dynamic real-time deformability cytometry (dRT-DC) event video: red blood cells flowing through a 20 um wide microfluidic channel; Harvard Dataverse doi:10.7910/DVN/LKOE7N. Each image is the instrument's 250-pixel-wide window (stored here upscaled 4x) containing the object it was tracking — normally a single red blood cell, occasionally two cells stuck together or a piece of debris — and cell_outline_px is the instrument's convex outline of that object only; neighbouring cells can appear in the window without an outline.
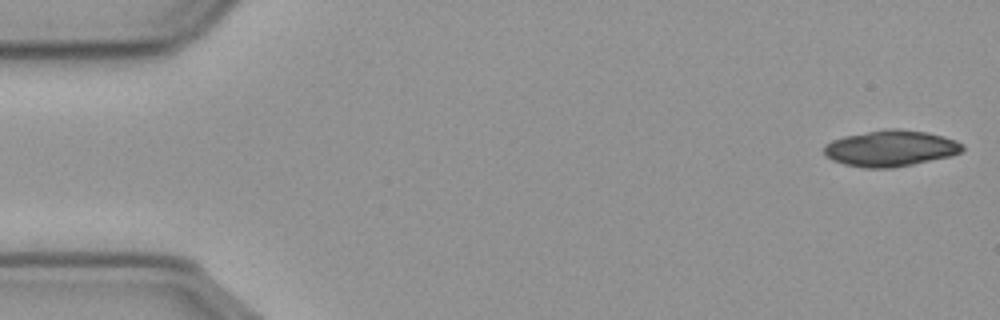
{"species": "common noctule bat (a hibernating species)", "species_latin": "Nyctalus noctula", "temperature_condition": "cold", "stored_images_in_passage": 55, "segment_of_instrument_passage": [1, 2], "camera_frame_rate_fps": 3000, "um_per_image_px": 0.085, "animal": {"sex": "male", "body_mass_g": 23.1, "forearm_length_mm": 52.7}, "frame": {"image": 1, "passage_image": 1, "time_ms": 0.0, "image_size_px": [1000, 320], "cell_outline_px": [[964, 148], [960, 152], [948, 156], [912, 164], [892, 168], [864, 168], [844, 164], [832, 160], [824, 152], [824, 148], [832, 140], [844, 136], [888, 128], [896, 128], [924, 132], [956, 140], [964, 144]], "centroid_in_image_um": [75.69, 12.61], "position_along_channel_um": 9.3, "area_um2": 28.73}}